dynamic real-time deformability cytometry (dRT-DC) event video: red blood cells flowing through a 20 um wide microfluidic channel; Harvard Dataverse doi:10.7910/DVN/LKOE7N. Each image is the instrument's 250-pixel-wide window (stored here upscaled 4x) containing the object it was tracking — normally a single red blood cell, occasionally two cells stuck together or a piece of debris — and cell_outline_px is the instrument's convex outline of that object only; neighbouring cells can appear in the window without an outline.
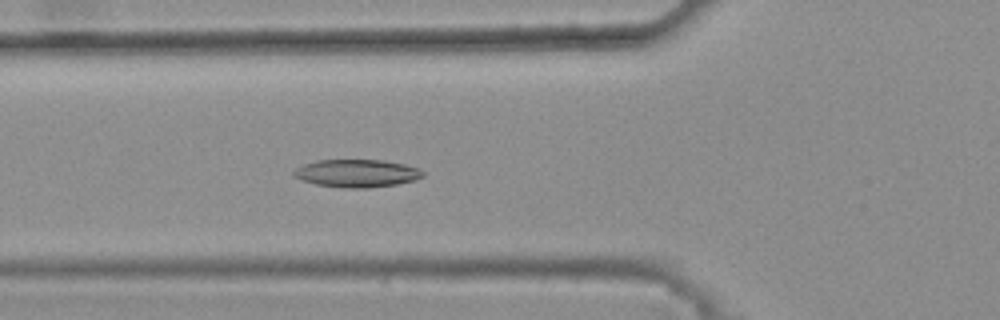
{"species": "common noctule bat (a hibernating species)", "species_latin": "Nyctalus noctula", "temperature_condition": "warm", "stored_images_in_passage": 43, "camera_frame_rate_fps": 3000, "um_per_image_px": 0.085, "animal": {"sex": "female", "body_mass_g": 25.1}, "frame": {"image": 1, "passage_image": 18, "time_ms": 5.667, "image_size_px": [1000, 320], "cell_outline_px": [[424, 176], [416, 180], [396, 184], [368, 188], [344, 188], [316, 184], [300, 180], [292, 176], [292, 172], [296, 168], [304, 164], [316, 160], [384, 160], [404, 164], [420, 168], [424, 172]], "centroid_in_image_um": [30.32, 14.73], "position_along_channel_um": 95.5, "area_um2": 21.1}}
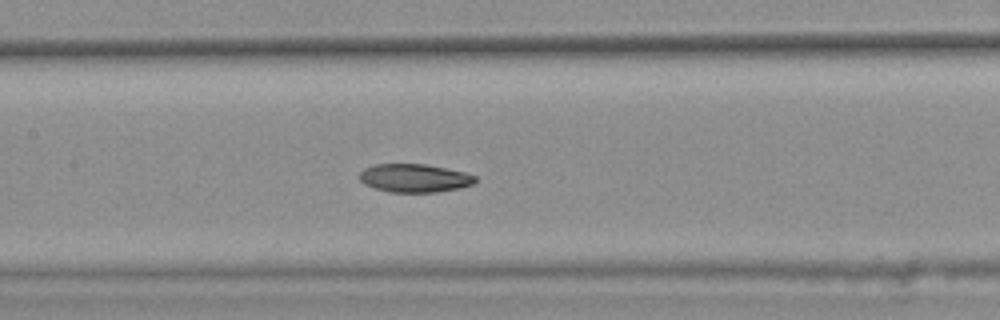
{"frame": {"image": 2, "passage_image": 24, "time_ms": 7.667, "image_size_px": [1000, 320], "cell_outline_px": [[476, 180], [472, 184], [460, 188], [436, 192], [388, 192], [364, 184], [360, 180], [360, 172], [364, 168], [376, 164], [424, 164], [464, 172], [476, 176]], "centroid_in_image_um": [35.22, 15.14], "position_along_channel_um": 172.2, "area_um2": 18.96}}
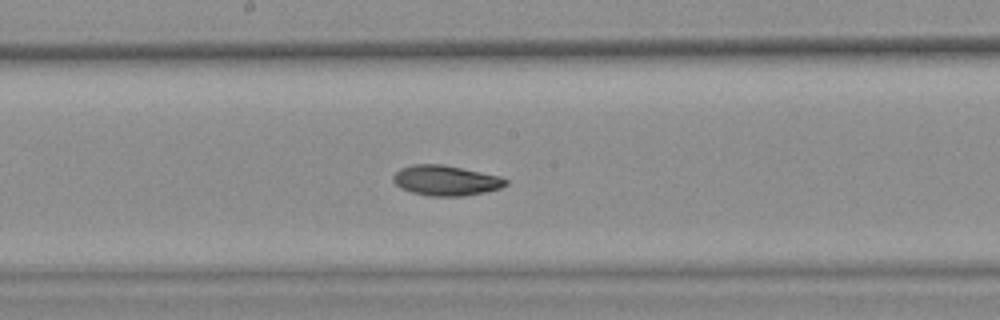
{"frame": {"image": 3, "passage_image": 27, "time_ms": 8.667, "image_size_px": [1000, 320], "cell_outline_px": [[508, 184], [500, 188], [484, 192], [464, 196], [428, 196], [412, 192], [400, 188], [392, 180], [392, 176], [400, 168], [412, 164], [440, 164], [500, 176], [508, 180]], "centroid_in_image_um": [37.87, 15.34], "position_along_channel_um": 210.3, "area_um2": 19.77}, "authors_computed_cell_mechanics": {"area_um2": 20.23, "velocity_mm_per_s": 3.823, "shape_relaxation_time_tau1_ms": 10.6993, "shape_relaxation_time_tau2_ms": 4.3523, "deformation_change_tau1": 0.2362, "deformation_change_tau2": 0.0896}}